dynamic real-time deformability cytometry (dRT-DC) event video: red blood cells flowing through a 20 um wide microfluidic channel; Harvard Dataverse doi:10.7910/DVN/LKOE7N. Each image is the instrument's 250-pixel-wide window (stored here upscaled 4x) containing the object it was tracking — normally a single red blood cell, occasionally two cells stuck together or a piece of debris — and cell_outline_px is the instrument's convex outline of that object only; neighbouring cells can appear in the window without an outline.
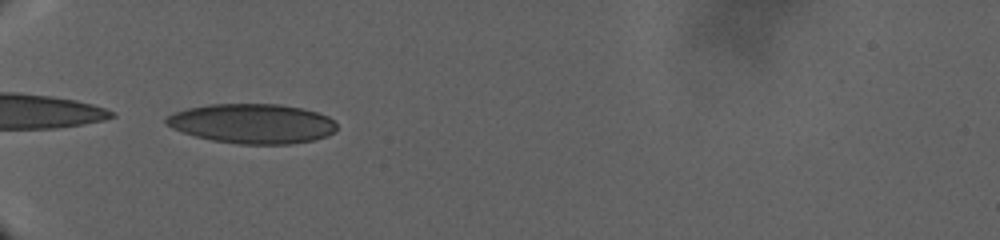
{"species": "human", "species_latin": "Homo sapiens", "temperature_condition": "warm", "stored_images_in_passage": 25, "camera_frame_rate_fps": 3000, "um_per_image_px": 0.085, "donor": {"sex": "male"}, "frame": {"image": 1, "passage_image": 1, "time_ms": 0.0, "image_size_px": [1000, 240], "cell_outline_px": [[336, 128], [328, 136], [316, 140], [292, 144], [236, 144], [212, 140], [196, 136], [172, 128], [164, 120], [168, 116], [176, 112], [188, 108], [208, 104], [276, 104], [300, 108], [316, 112], [328, 116], [336, 124]], "centroid_in_image_um": [21.47, 10.51], "position_along_channel_um": 63.5, "area_um2": 39.25}}
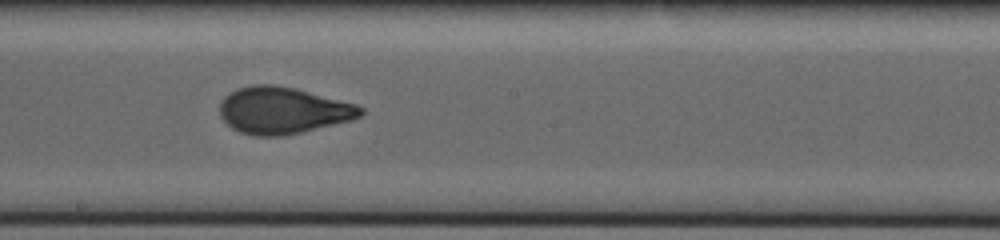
{"frame": {"image": 2, "passage_image": 10, "time_ms": 11.0, "image_size_px": [1000, 240], "cell_outline_px": [[364, 112], [360, 116], [352, 120], [300, 132], [280, 136], [256, 136], [240, 132], [232, 128], [220, 116], [220, 104], [224, 96], [228, 92], [236, 88], [252, 84], [276, 84], [296, 88], [356, 104], [364, 108]], "centroid_in_image_um": [24.02, 9.36], "position_along_channel_um": 224.2, "area_um2": 38.49}}
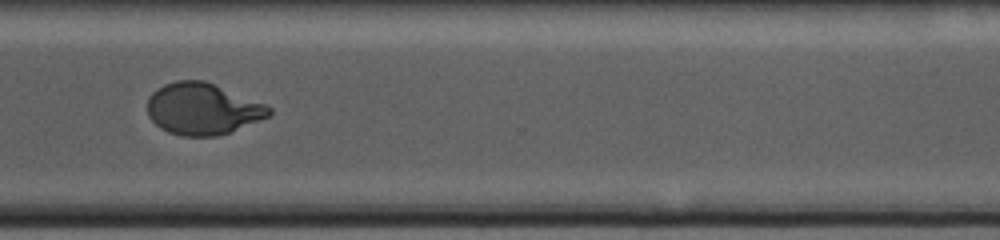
{"frame": {"image": 3, "passage_image": 17, "time_ms": 19.0, "image_size_px": [1000, 240], "cell_outline_px": [[272, 112], [268, 116], [228, 132], [216, 136], [180, 136], [168, 132], [160, 128], [148, 116], [148, 96], [152, 92], [164, 84], [176, 80], [204, 80], [264, 104], [272, 108]], "centroid_in_image_um": [17.16, 9.25], "position_along_channel_um": 353.4, "area_um2": 36.18}}